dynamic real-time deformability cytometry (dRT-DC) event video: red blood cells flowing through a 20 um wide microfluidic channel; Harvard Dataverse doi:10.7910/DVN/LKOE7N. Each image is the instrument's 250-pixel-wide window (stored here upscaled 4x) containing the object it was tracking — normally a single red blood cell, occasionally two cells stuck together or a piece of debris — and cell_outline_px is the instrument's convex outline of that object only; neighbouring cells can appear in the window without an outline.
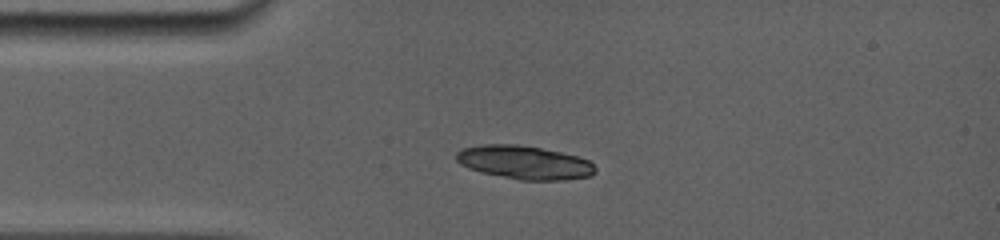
{"species": "common noctule bat (a hibernating species)", "species_latin": "Nyctalus noctula", "temperature_condition": "room temperature", "stored_images_in_passage": 6, "camera_frame_rate_fps": 5000, "um_per_image_px": 0.085, "animal": {"sex": "female", "body_mass_g": 19.0, "forearm_length_mm": 56.7}, "frame": {"image": 1, "passage_image": 5, "time_ms": 3.2, "image_size_px": [1000, 240], "cell_outline_px": [[596, 172], [592, 176], [564, 180], [520, 180], [480, 172], [468, 168], [460, 164], [456, 160], [456, 152], [464, 148], [480, 144], [516, 144], [540, 148], [580, 156], [588, 160], [596, 168]], "centroid_in_image_um": [44.58, 13.81], "position_along_channel_um": 40.4, "area_um2": 27.28}}